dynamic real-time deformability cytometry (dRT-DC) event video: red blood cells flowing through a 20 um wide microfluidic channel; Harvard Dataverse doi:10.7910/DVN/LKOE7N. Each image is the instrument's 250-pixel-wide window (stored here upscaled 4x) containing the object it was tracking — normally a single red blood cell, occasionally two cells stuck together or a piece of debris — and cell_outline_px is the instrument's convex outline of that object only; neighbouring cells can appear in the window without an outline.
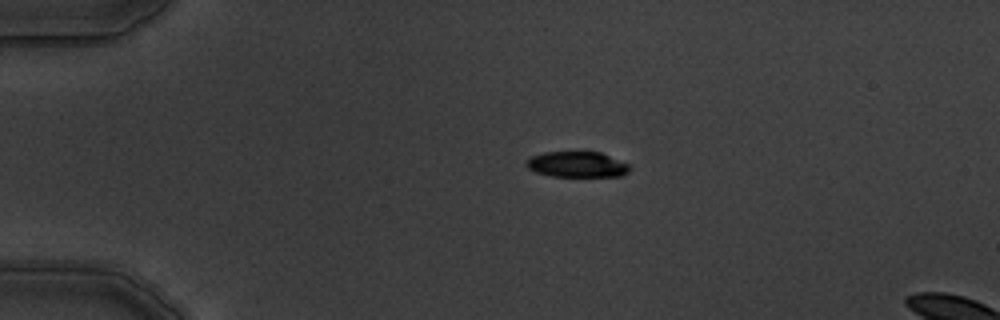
{"species": "common noctule bat (a hibernating species)", "species_latin": "Nyctalus noctula", "temperature_condition": "warm", "stored_images_in_passage": 3, "camera_frame_rate_fps": 3000, "um_per_image_px": 0.085, "animal": {"sex": "male", "body_mass_g": 19.5, "forearm_length_mm": 54.6}, "frame": {"image": 1, "passage_image": 1, "time_ms": 0.0, "image_size_px": [1000, 320], "cell_outline_px": [[632, 168], [628, 172], [620, 176], [552, 176], [536, 172], [528, 168], [524, 164], [532, 156], [544, 152], [600, 152], [628, 164]], "centroid_in_image_um": [49.05, 13.98], "position_along_channel_um": 36.0, "area_um2": 15.32}}